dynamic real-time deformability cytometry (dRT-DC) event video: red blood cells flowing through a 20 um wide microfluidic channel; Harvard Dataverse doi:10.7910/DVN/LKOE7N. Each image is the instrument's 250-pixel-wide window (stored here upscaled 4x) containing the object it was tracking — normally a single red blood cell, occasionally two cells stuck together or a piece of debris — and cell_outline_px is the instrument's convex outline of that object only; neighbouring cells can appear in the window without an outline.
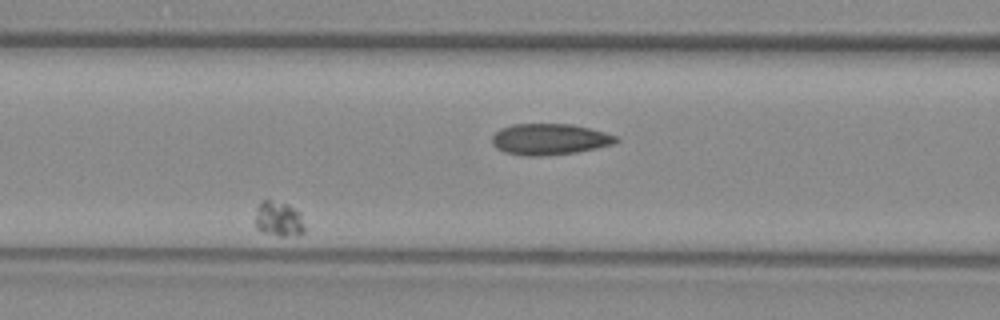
{"species": "common noctule bat (a hibernating species)", "species_latin": "Nyctalus noctula", "temperature_condition": "warm", "stored_images_in_passage": 42, "camera_frame_rate_fps": 3000, "um_per_image_px": 0.085, "animal": {"sex": "female", "body_mass_g": 29.2, "forearm_length_mm": 56.3}, "frame": {"image": 1, "passage_image": 5, "time_ms": 1.333, "image_size_px": [1000, 320], "cell_outline_px": [[304, 232], [284, 236], [280, 236], [264, 232], [256, 228], [256, 208], [268, 196], [300, 212], [304, 224]], "centroid_in_image_um": [23.66, 18.58], "position_along_channel_um": 142.9, "area_um2": 10.0}}